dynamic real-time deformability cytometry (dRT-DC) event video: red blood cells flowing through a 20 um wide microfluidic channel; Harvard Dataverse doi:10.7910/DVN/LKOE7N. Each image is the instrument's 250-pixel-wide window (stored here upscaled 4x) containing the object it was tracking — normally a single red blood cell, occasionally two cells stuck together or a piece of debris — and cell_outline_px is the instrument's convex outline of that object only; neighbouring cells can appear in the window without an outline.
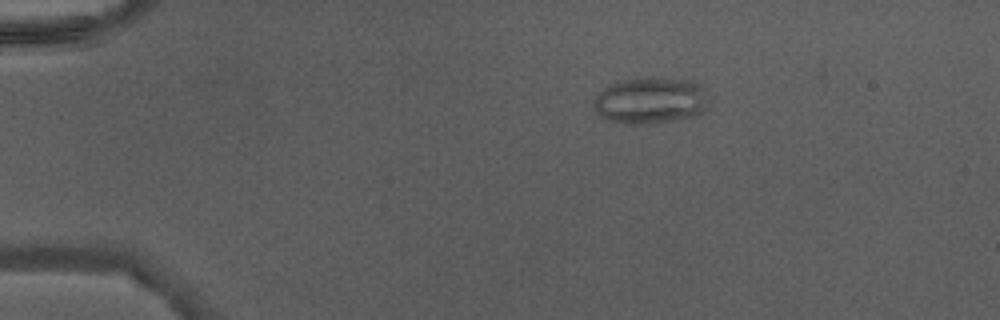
{"species": "Egyptian fruit bat (a non-hibernating species)", "species_latin": "Rousettus aegyptiacus", "temperature_condition": "warm", "stored_images_in_passage": 35, "camera_frame_rate_fps": 3000, "um_per_image_px": 0.085, "animal": {"sex": "male"}, "frame": {"image": 1, "passage_image": 1, "time_ms": 0.0, "image_size_px": [1000, 320], "cell_outline_px": [[704, 112], [696, 116], [652, 124], [624, 124], [604, 120], [600, 116], [592, 104], [592, 100], [604, 88], [616, 80], [692, 80], [700, 84], [704, 88]], "centroid_in_image_um": [55.22, 8.6], "position_along_channel_um": 29.8, "area_um2": 30.63}}
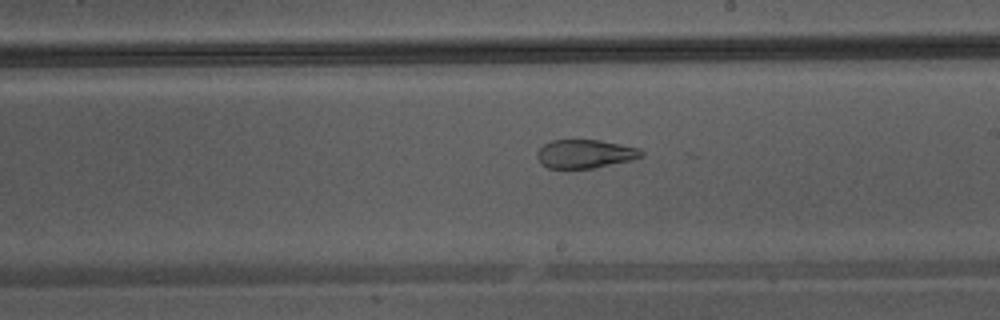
{"frame": {"image": 2, "passage_image": 20, "time_ms": 6.333, "image_size_px": [1000, 320], "cell_outline_px": [[644, 156], [632, 160], [592, 168], [548, 168], [540, 164], [536, 156], [536, 152], [544, 144], [552, 140], [600, 140], [640, 148], [644, 152]], "centroid_in_image_um": [49.73, 13.08], "position_along_channel_um": 239.3, "area_um2": 17.46}}
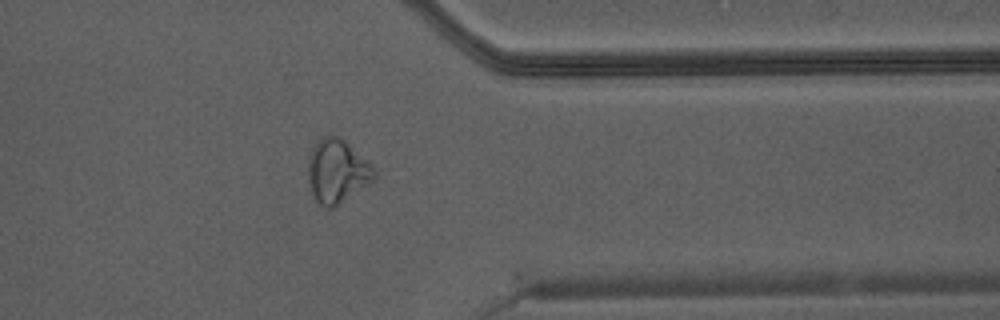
{"frame": {"image": 3, "passage_image": 30, "time_ms": 9.667, "image_size_px": [1000, 320], "cell_outline_px": [[376, 176], [368, 184], [332, 208], [324, 208], [312, 196], [308, 184], [308, 164], [312, 148], [316, 140], [324, 136], [336, 136], [344, 140], [376, 172]], "centroid_in_image_um": [28.58, 14.57], "position_along_channel_um": 382.8, "area_um2": 23.93}}